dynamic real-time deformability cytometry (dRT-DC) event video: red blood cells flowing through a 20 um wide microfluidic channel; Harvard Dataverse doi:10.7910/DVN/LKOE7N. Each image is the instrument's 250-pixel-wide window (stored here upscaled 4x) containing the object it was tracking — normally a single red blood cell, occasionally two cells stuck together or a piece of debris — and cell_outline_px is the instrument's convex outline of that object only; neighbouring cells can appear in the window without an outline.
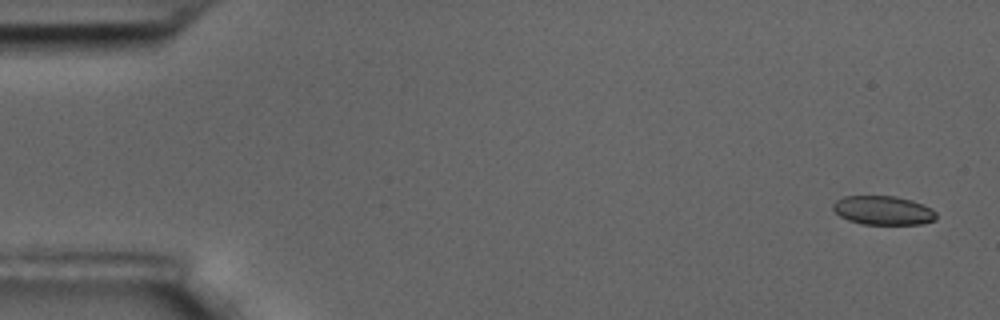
{"species": "common noctule bat (a hibernating species)", "species_latin": "Nyctalus noctula", "temperature_condition": "room temperature", "stored_images_in_passage": 6, "camera_frame_rate_fps": 3000, "um_per_image_px": 0.085, "animal": {"sex": "male", "body_mass_g": 17.5, "forearm_length_mm": 52.3}, "frame": {"image": 1, "passage_image": 1, "time_ms": 0.0, "image_size_px": [1000, 320], "cell_outline_px": [[936, 220], [924, 224], [860, 224], [848, 220], [840, 216], [832, 208], [832, 204], [836, 200], [844, 196], [896, 196], [912, 200], [932, 208], [936, 212]], "centroid_in_image_um": [75.08, 17.88], "position_along_channel_um": 9.9, "area_um2": 17.57}}
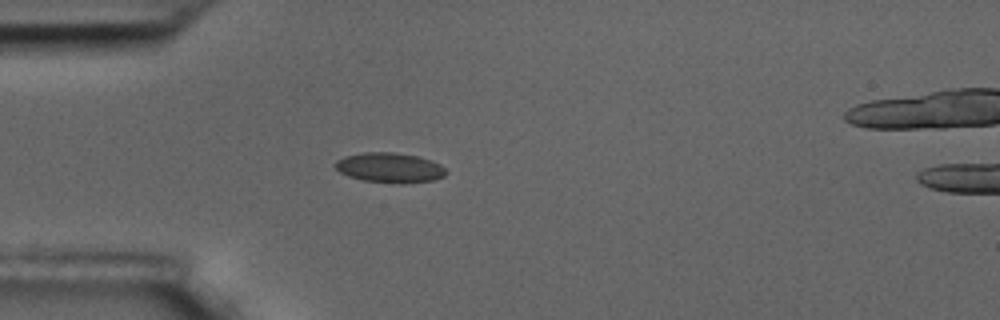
{"frame": {"image": 2, "passage_image": 5, "time_ms": 1.333, "image_size_px": [1000, 320], "cell_outline_px": [[448, 172], [444, 176], [436, 180], [404, 184], [400, 184], [364, 180], [348, 176], [340, 172], [332, 164], [336, 160], [344, 156], [364, 152], [392, 152], [416, 156], [432, 160], [440, 164]], "centroid_in_image_um": [33.13, 14.26], "position_along_channel_um": 51.9, "area_um2": 19.54}}